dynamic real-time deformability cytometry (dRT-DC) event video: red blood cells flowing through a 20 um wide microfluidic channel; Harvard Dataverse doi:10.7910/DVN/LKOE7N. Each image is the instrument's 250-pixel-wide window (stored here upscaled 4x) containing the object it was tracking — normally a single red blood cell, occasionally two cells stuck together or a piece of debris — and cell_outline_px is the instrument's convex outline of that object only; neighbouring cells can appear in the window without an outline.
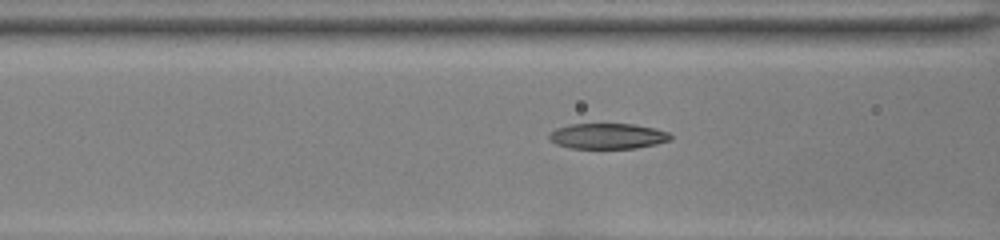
{"species": "common noctule bat (a hibernating species)", "species_latin": "Nyctalus noctula", "temperature_condition": "room temperature", "stored_images_in_passage": 33, "camera_frame_rate_fps": 3000, "um_per_image_px": 0.085, "animal": {"sex": "female", "body_mass_g": 22.0, "forearm_length_mm": 56.7}, "frame": {"image": 1, "passage_image": 21, "time_ms": 6.667, "image_size_px": [1000, 240], "cell_outline_px": [[672, 140], [656, 144], [636, 148], [568, 148], [556, 144], [548, 136], [556, 128], [572, 124], [636, 124], [656, 128], [668, 132], [672, 136]], "centroid_in_image_um": [51.7, 11.57], "position_along_channel_um": 114.9, "area_um2": 18.09}}
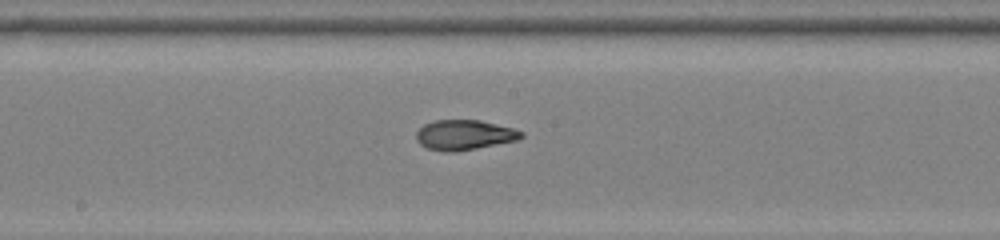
{"frame": {"image": 2, "passage_image": 28, "time_ms": 9.0, "image_size_px": [1000, 240], "cell_outline_px": [[524, 136], [516, 140], [476, 148], [452, 152], [444, 152], [428, 148], [420, 144], [416, 140], [416, 132], [424, 124], [436, 120], [480, 120], [512, 128], [524, 132]], "centroid_in_image_um": [39.44, 11.46], "position_along_channel_um": 208.8, "area_um2": 18.21}}
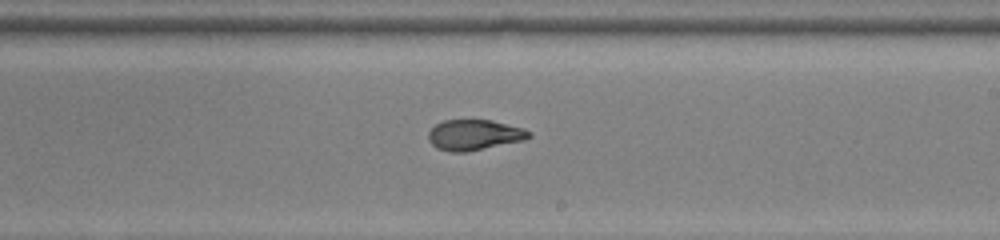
{"frame": {"image": 3, "passage_image": 31, "time_ms": 10.0, "image_size_px": [1000, 240], "cell_outline_px": [[532, 136], [524, 140], [468, 152], [448, 152], [436, 148], [428, 140], [428, 132], [436, 124], [444, 120], [492, 120], [524, 128], [532, 132]], "centroid_in_image_um": [40.32, 11.47], "position_along_channel_um": 248.7, "area_um2": 18.09}}